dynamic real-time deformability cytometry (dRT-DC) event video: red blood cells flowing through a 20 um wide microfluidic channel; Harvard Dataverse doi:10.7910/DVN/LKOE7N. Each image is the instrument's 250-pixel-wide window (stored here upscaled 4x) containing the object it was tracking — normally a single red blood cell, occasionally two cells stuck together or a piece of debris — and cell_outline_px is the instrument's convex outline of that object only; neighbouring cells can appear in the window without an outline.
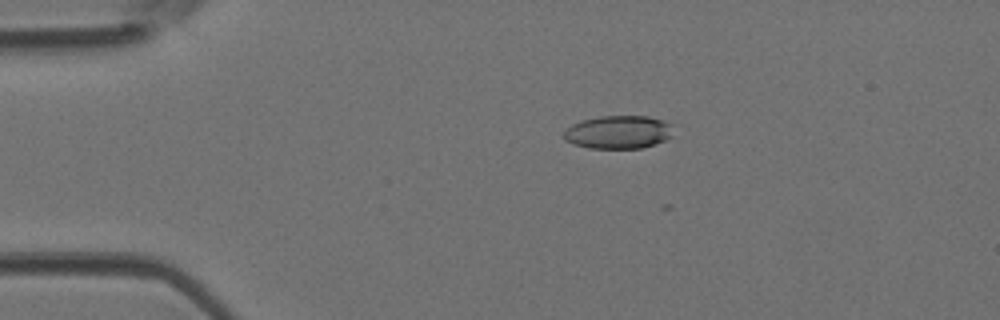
{"species": "Egyptian fruit bat (a non-hibernating species)", "species_latin": "Rousettus aegyptiacus", "temperature_condition": "room temperature", "stored_images_in_passage": 5, "camera_frame_rate_fps": 3000, "um_per_image_px": 0.085, "animal": {"sex": "female"}, "frame": {"image": 1, "passage_image": 1, "time_ms": 0.0, "image_size_px": [1000, 320], "cell_outline_px": [[676, 124], [672, 136], [664, 140], [644, 148], [588, 148], [572, 144], [564, 140], [564, 132], [572, 124], [580, 120], [600, 116], [648, 116]], "centroid_in_image_um": [52.6, 11.22], "position_along_channel_um": 32.4, "area_um2": 21.5}}